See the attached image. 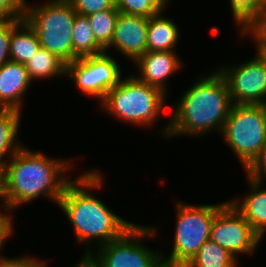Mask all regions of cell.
I'll list each match as a JSON object with an SVG mask.
<instances>
[{"label":"cell","mask_w":266,"mask_h":267,"mask_svg":"<svg viewBox=\"0 0 266 267\" xmlns=\"http://www.w3.org/2000/svg\"><path fill=\"white\" fill-rule=\"evenodd\" d=\"M12 18H0V67L10 59Z\"/></svg>","instance_id":"cell-26"},{"label":"cell","mask_w":266,"mask_h":267,"mask_svg":"<svg viewBox=\"0 0 266 267\" xmlns=\"http://www.w3.org/2000/svg\"><path fill=\"white\" fill-rule=\"evenodd\" d=\"M263 107H264L265 112H266V101L263 103Z\"/></svg>","instance_id":"cell-34"},{"label":"cell","mask_w":266,"mask_h":267,"mask_svg":"<svg viewBox=\"0 0 266 267\" xmlns=\"http://www.w3.org/2000/svg\"><path fill=\"white\" fill-rule=\"evenodd\" d=\"M257 44L264 54H266V14L262 17L247 33L246 35Z\"/></svg>","instance_id":"cell-30"},{"label":"cell","mask_w":266,"mask_h":267,"mask_svg":"<svg viewBox=\"0 0 266 267\" xmlns=\"http://www.w3.org/2000/svg\"><path fill=\"white\" fill-rule=\"evenodd\" d=\"M171 0H115V6L119 12L151 17L160 11H164Z\"/></svg>","instance_id":"cell-24"},{"label":"cell","mask_w":266,"mask_h":267,"mask_svg":"<svg viewBox=\"0 0 266 267\" xmlns=\"http://www.w3.org/2000/svg\"><path fill=\"white\" fill-rule=\"evenodd\" d=\"M162 12L165 10L148 18L147 51H176L179 27Z\"/></svg>","instance_id":"cell-16"},{"label":"cell","mask_w":266,"mask_h":267,"mask_svg":"<svg viewBox=\"0 0 266 267\" xmlns=\"http://www.w3.org/2000/svg\"><path fill=\"white\" fill-rule=\"evenodd\" d=\"M255 49L256 55L249 61L218 68L227 82L233 104H263L266 101V54L258 47Z\"/></svg>","instance_id":"cell-10"},{"label":"cell","mask_w":266,"mask_h":267,"mask_svg":"<svg viewBox=\"0 0 266 267\" xmlns=\"http://www.w3.org/2000/svg\"><path fill=\"white\" fill-rule=\"evenodd\" d=\"M243 171L247 179L263 184L264 177L266 179V146Z\"/></svg>","instance_id":"cell-27"},{"label":"cell","mask_w":266,"mask_h":267,"mask_svg":"<svg viewBox=\"0 0 266 267\" xmlns=\"http://www.w3.org/2000/svg\"><path fill=\"white\" fill-rule=\"evenodd\" d=\"M5 212L0 214V250L2 249L5 241L14 233V221L12 212L5 206L3 207ZM10 213V214H9Z\"/></svg>","instance_id":"cell-31"},{"label":"cell","mask_w":266,"mask_h":267,"mask_svg":"<svg viewBox=\"0 0 266 267\" xmlns=\"http://www.w3.org/2000/svg\"><path fill=\"white\" fill-rule=\"evenodd\" d=\"M119 13L118 9H108L88 15L94 37L104 49L112 40Z\"/></svg>","instance_id":"cell-23"},{"label":"cell","mask_w":266,"mask_h":267,"mask_svg":"<svg viewBox=\"0 0 266 267\" xmlns=\"http://www.w3.org/2000/svg\"><path fill=\"white\" fill-rule=\"evenodd\" d=\"M21 115L18 110L0 109V174L3 173L9 158L23 146L20 140H17Z\"/></svg>","instance_id":"cell-18"},{"label":"cell","mask_w":266,"mask_h":267,"mask_svg":"<svg viewBox=\"0 0 266 267\" xmlns=\"http://www.w3.org/2000/svg\"><path fill=\"white\" fill-rule=\"evenodd\" d=\"M26 0L24 19L37 34L40 46L60 58L73 62L72 29L76 12L68 0H50L30 6Z\"/></svg>","instance_id":"cell-5"},{"label":"cell","mask_w":266,"mask_h":267,"mask_svg":"<svg viewBox=\"0 0 266 267\" xmlns=\"http://www.w3.org/2000/svg\"><path fill=\"white\" fill-rule=\"evenodd\" d=\"M73 167L70 159H54L23 145L9 159L2 173V207L12 212L40 196L58 205L72 181L66 174Z\"/></svg>","instance_id":"cell-2"},{"label":"cell","mask_w":266,"mask_h":267,"mask_svg":"<svg viewBox=\"0 0 266 267\" xmlns=\"http://www.w3.org/2000/svg\"><path fill=\"white\" fill-rule=\"evenodd\" d=\"M29 77L49 79L55 76H66V64L46 48L39 47L37 52L25 63Z\"/></svg>","instance_id":"cell-20"},{"label":"cell","mask_w":266,"mask_h":267,"mask_svg":"<svg viewBox=\"0 0 266 267\" xmlns=\"http://www.w3.org/2000/svg\"><path fill=\"white\" fill-rule=\"evenodd\" d=\"M157 229L135 224L121 238L100 246L87 258L96 267H164L162 252L153 251L140 241L155 237Z\"/></svg>","instance_id":"cell-8"},{"label":"cell","mask_w":266,"mask_h":267,"mask_svg":"<svg viewBox=\"0 0 266 267\" xmlns=\"http://www.w3.org/2000/svg\"><path fill=\"white\" fill-rule=\"evenodd\" d=\"M0 201H2L3 197H2V174H0Z\"/></svg>","instance_id":"cell-33"},{"label":"cell","mask_w":266,"mask_h":267,"mask_svg":"<svg viewBox=\"0 0 266 267\" xmlns=\"http://www.w3.org/2000/svg\"><path fill=\"white\" fill-rule=\"evenodd\" d=\"M222 204L191 205L177 201L173 248L168 258L161 255L164 267H185L189 263L200 247L210 240L214 216Z\"/></svg>","instance_id":"cell-6"},{"label":"cell","mask_w":266,"mask_h":267,"mask_svg":"<svg viewBox=\"0 0 266 267\" xmlns=\"http://www.w3.org/2000/svg\"><path fill=\"white\" fill-rule=\"evenodd\" d=\"M229 3L234 23L243 36L266 14V0H230Z\"/></svg>","instance_id":"cell-21"},{"label":"cell","mask_w":266,"mask_h":267,"mask_svg":"<svg viewBox=\"0 0 266 267\" xmlns=\"http://www.w3.org/2000/svg\"><path fill=\"white\" fill-rule=\"evenodd\" d=\"M122 79L107 92L99 105L108 111L107 114L119 118L118 121L139 127H153L154 122L163 114V109L166 110L167 94L140 81L134 74Z\"/></svg>","instance_id":"cell-4"},{"label":"cell","mask_w":266,"mask_h":267,"mask_svg":"<svg viewBox=\"0 0 266 267\" xmlns=\"http://www.w3.org/2000/svg\"><path fill=\"white\" fill-rule=\"evenodd\" d=\"M78 15L88 16L92 13L117 9L115 0H68Z\"/></svg>","instance_id":"cell-25"},{"label":"cell","mask_w":266,"mask_h":267,"mask_svg":"<svg viewBox=\"0 0 266 267\" xmlns=\"http://www.w3.org/2000/svg\"><path fill=\"white\" fill-rule=\"evenodd\" d=\"M238 263L230 252L208 240L185 267H236Z\"/></svg>","instance_id":"cell-22"},{"label":"cell","mask_w":266,"mask_h":267,"mask_svg":"<svg viewBox=\"0 0 266 267\" xmlns=\"http://www.w3.org/2000/svg\"><path fill=\"white\" fill-rule=\"evenodd\" d=\"M40 47L37 34L24 18H12L10 59L25 64Z\"/></svg>","instance_id":"cell-17"},{"label":"cell","mask_w":266,"mask_h":267,"mask_svg":"<svg viewBox=\"0 0 266 267\" xmlns=\"http://www.w3.org/2000/svg\"><path fill=\"white\" fill-rule=\"evenodd\" d=\"M180 99L173 105L169 123L160 131L161 137H199L215 130L221 133L233 103L218 69L198 78Z\"/></svg>","instance_id":"cell-3"},{"label":"cell","mask_w":266,"mask_h":267,"mask_svg":"<svg viewBox=\"0 0 266 267\" xmlns=\"http://www.w3.org/2000/svg\"><path fill=\"white\" fill-rule=\"evenodd\" d=\"M73 62L78 58L100 55L105 49L96 41L88 16L76 14L72 29Z\"/></svg>","instance_id":"cell-19"},{"label":"cell","mask_w":266,"mask_h":267,"mask_svg":"<svg viewBox=\"0 0 266 267\" xmlns=\"http://www.w3.org/2000/svg\"><path fill=\"white\" fill-rule=\"evenodd\" d=\"M104 176L91 169L79 175L66 186L57 206L72 224L77 242L87 243L86 253L93 252L92 240L97 239L98 247L121 238L135 223L124 220L108 208L102 200L93 194L104 186ZM92 193V194H91Z\"/></svg>","instance_id":"cell-1"},{"label":"cell","mask_w":266,"mask_h":267,"mask_svg":"<svg viewBox=\"0 0 266 267\" xmlns=\"http://www.w3.org/2000/svg\"><path fill=\"white\" fill-rule=\"evenodd\" d=\"M210 240L222 246L237 260L239 254L250 255L257 250L263 239L232 203L223 201L214 216Z\"/></svg>","instance_id":"cell-11"},{"label":"cell","mask_w":266,"mask_h":267,"mask_svg":"<svg viewBox=\"0 0 266 267\" xmlns=\"http://www.w3.org/2000/svg\"><path fill=\"white\" fill-rule=\"evenodd\" d=\"M26 0H0V18H24Z\"/></svg>","instance_id":"cell-28"},{"label":"cell","mask_w":266,"mask_h":267,"mask_svg":"<svg viewBox=\"0 0 266 267\" xmlns=\"http://www.w3.org/2000/svg\"><path fill=\"white\" fill-rule=\"evenodd\" d=\"M148 18L120 12L107 53L112 47L132 63L147 51Z\"/></svg>","instance_id":"cell-12"},{"label":"cell","mask_w":266,"mask_h":267,"mask_svg":"<svg viewBox=\"0 0 266 267\" xmlns=\"http://www.w3.org/2000/svg\"><path fill=\"white\" fill-rule=\"evenodd\" d=\"M220 134L244 170L266 146L263 104H232Z\"/></svg>","instance_id":"cell-7"},{"label":"cell","mask_w":266,"mask_h":267,"mask_svg":"<svg viewBox=\"0 0 266 267\" xmlns=\"http://www.w3.org/2000/svg\"><path fill=\"white\" fill-rule=\"evenodd\" d=\"M25 64L13 61L0 67V109L22 112L23 96L31 86Z\"/></svg>","instance_id":"cell-14"},{"label":"cell","mask_w":266,"mask_h":267,"mask_svg":"<svg viewBox=\"0 0 266 267\" xmlns=\"http://www.w3.org/2000/svg\"><path fill=\"white\" fill-rule=\"evenodd\" d=\"M74 267H96L87 257H82Z\"/></svg>","instance_id":"cell-32"},{"label":"cell","mask_w":266,"mask_h":267,"mask_svg":"<svg viewBox=\"0 0 266 267\" xmlns=\"http://www.w3.org/2000/svg\"><path fill=\"white\" fill-rule=\"evenodd\" d=\"M0 267H47L44 260H39L33 256L22 257H0Z\"/></svg>","instance_id":"cell-29"},{"label":"cell","mask_w":266,"mask_h":267,"mask_svg":"<svg viewBox=\"0 0 266 267\" xmlns=\"http://www.w3.org/2000/svg\"><path fill=\"white\" fill-rule=\"evenodd\" d=\"M122 69L117 60L108 53L78 58L66 65V76L73 79L79 90L99 103L108 91L122 79Z\"/></svg>","instance_id":"cell-9"},{"label":"cell","mask_w":266,"mask_h":267,"mask_svg":"<svg viewBox=\"0 0 266 267\" xmlns=\"http://www.w3.org/2000/svg\"><path fill=\"white\" fill-rule=\"evenodd\" d=\"M250 192L244 198L229 200L244 216L253 230L263 239L266 232V189L261 184L247 180Z\"/></svg>","instance_id":"cell-15"},{"label":"cell","mask_w":266,"mask_h":267,"mask_svg":"<svg viewBox=\"0 0 266 267\" xmlns=\"http://www.w3.org/2000/svg\"><path fill=\"white\" fill-rule=\"evenodd\" d=\"M176 54V51H146L134 62L139 72L136 77L167 94V80L183 67Z\"/></svg>","instance_id":"cell-13"}]
</instances>
